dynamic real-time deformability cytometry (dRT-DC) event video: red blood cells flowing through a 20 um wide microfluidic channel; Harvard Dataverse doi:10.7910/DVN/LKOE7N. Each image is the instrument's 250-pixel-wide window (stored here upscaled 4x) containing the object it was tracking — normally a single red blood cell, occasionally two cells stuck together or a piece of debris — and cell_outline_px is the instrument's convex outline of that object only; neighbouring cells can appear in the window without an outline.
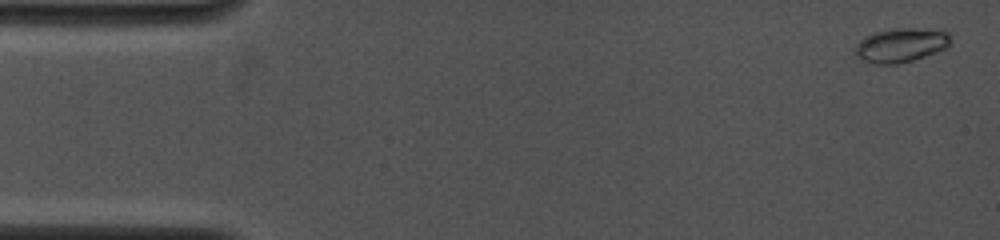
{"species": "common noctule bat (a hibernating species)", "species_latin": "Nyctalus noctula", "temperature_condition": "cold", "stored_images_in_passage": 29, "camera_frame_rate_fps": 4000, "um_per_image_px": 0.085, "animal": {"sex": "female", "body_mass_g": 19.0, "forearm_length_mm": 53.3}, "frame": {"image": 1, "passage_image": 1, "time_ms": 0.0, "image_size_px": [1000, 240], "cell_outline_px": [[948, 48], [912, 60], [896, 64], [872, 64], [864, 60], [856, 52], [856, 44], [864, 36], [872, 32], [892, 28], [944, 28], [948, 32]], "centroid_in_image_um": [76.61, 3.8], "position_along_channel_um": 8.4, "area_um2": 19.13}}
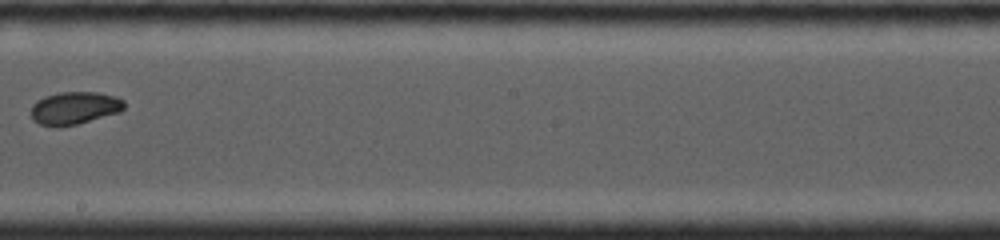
{"frame": {"image": 2, "passage_image": 15, "time_ms": 8.75, "image_size_px": [1000, 240], "cell_outline_px": [[124, 108], [120, 112], [76, 124], [60, 128], [56, 128], [40, 124], [32, 120], [32, 104], [36, 100], [44, 96], [60, 92], [100, 92], [124, 100]], "centroid_in_image_um": [6.3, 9.19], "position_along_channel_um": 241.9, "area_um2": 17.86}}
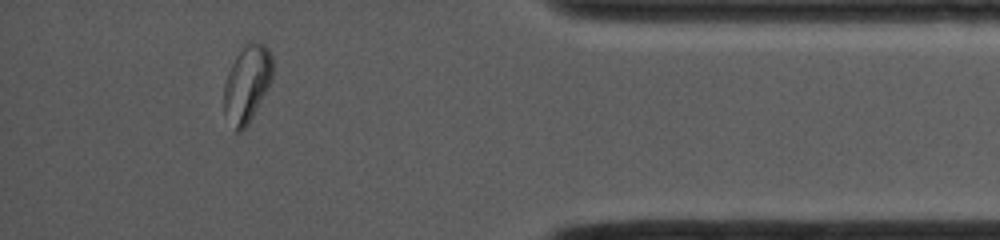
{"frame": {"image": 3, "passage_image": 26, "time_ms": 13.5, "image_size_px": [1000, 240], "cell_outline_px": [[272, 80], [268, 88], [248, 124], [240, 132], [236, 132], [224, 112], [224, 84], [228, 72], [236, 56], [244, 44], [248, 40], [252, 40], [264, 44], [268, 48], [272, 56]], "centroid_in_image_um": [21.0, 7.08], "position_along_channel_um": 414.2, "area_um2": 21.85}, "authors_computed_cell_mechanics": {"area_um2": 17.918, "velocity_mm_per_s": 4.119, "shape_relaxation_time_tau1_ms": 4.6933, "shape_relaxation_time_tau2_ms": null, "deformation_change_tau1": 0.1345, "deformation_change_tau2": null}}